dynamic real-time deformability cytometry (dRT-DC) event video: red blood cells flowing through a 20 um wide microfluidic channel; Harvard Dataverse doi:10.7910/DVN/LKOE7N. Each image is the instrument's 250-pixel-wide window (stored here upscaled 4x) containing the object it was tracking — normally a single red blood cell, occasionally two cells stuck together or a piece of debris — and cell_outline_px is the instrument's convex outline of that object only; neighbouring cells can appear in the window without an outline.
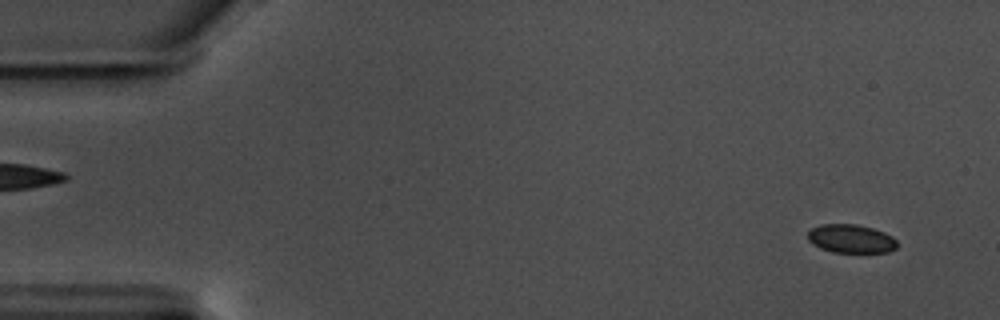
{"species": "common noctule bat (a hibernating species)", "species_latin": "Nyctalus noctula", "temperature_condition": "warm", "stored_images_in_passage": 58, "camera_frame_rate_fps": 3000, "um_per_image_px": 0.085, "animal": {"sex": "male", "body_mass_g": 17.5, "forearm_length_mm": 52.3}, "frame": {"image": 1, "passage_image": 3, "time_ms": 0.667, "image_size_px": [1000, 320], "cell_outline_px": [[896, 248], [888, 252], [832, 252], [820, 248], [812, 244], [808, 240], [808, 232], [812, 228], [820, 224], [856, 224], [872, 228], [884, 232], [892, 236], [896, 240]], "centroid_in_image_um": [72.31, 20.29], "position_along_channel_um": 12.7, "area_um2": 14.85}}
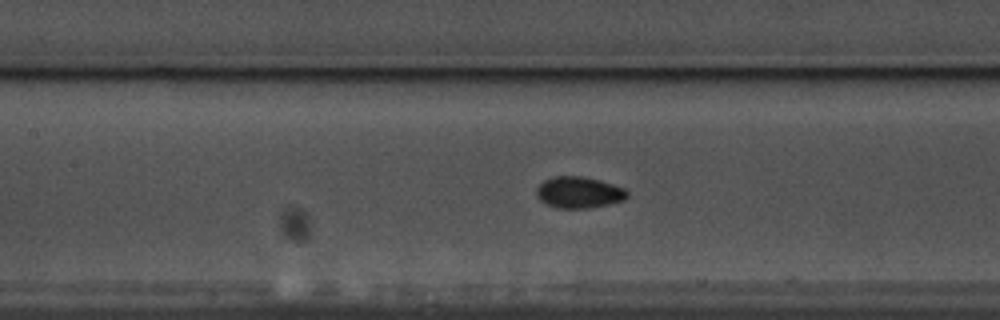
{"frame": {"image": 2, "passage_image": 26, "time_ms": 8.333, "image_size_px": [1000, 320], "cell_outline_px": [[628, 196], [624, 200], [608, 204], [588, 208], [556, 208], [540, 200], [536, 196], [536, 188], [544, 180], [552, 176], [584, 176], [600, 180], [624, 188], [628, 192]], "centroid_in_image_um": [49.19, 16.34], "position_along_channel_um": 158.2, "area_um2": 16.65}}
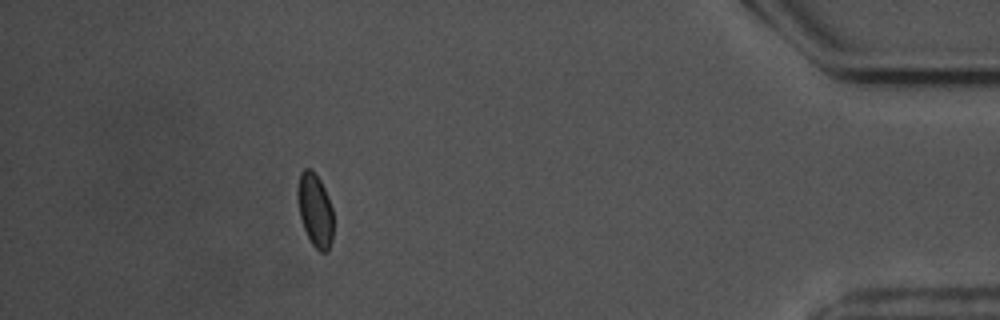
{"frame": {"image": 3, "passage_image": 52, "time_ms": 17.0, "image_size_px": [1000, 320], "cell_outline_px": [[332, 240], [328, 252], [320, 252], [312, 244], [304, 228], [300, 216], [296, 196], [296, 188], [300, 172], [304, 168], [312, 168], [320, 180], [324, 188], [332, 208]], "centroid_in_image_um": [26.75, 17.82], "position_along_channel_um": 408.4, "area_um2": 15.37}, "authors_computed_cell_mechanics": {"area_um2": 15.6349, "velocity_mm_per_s": 3.5226, "shape_relaxation_time_tau1_ms": null, "shape_relaxation_time_tau2_ms": 2.163, "deformation_change_tau1": null, "deformation_change_tau2": 0.0497}}